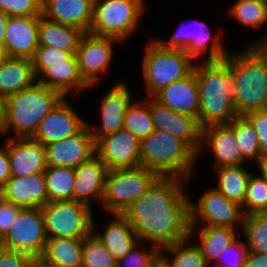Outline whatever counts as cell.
<instances>
[{"label":"cell","instance_id":"57","mask_svg":"<svg viewBox=\"0 0 267 267\" xmlns=\"http://www.w3.org/2000/svg\"><path fill=\"white\" fill-rule=\"evenodd\" d=\"M2 248H3V246H2V243H1V240H0V251H1Z\"/></svg>","mask_w":267,"mask_h":267},{"label":"cell","instance_id":"51","mask_svg":"<svg viewBox=\"0 0 267 267\" xmlns=\"http://www.w3.org/2000/svg\"><path fill=\"white\" fill-rule=\"evenodd\" d=\"M9 16L2 11H0V47L2 48L3 46V41H4V32H5V24L7 21V18Z\"/></svg>","mask_w":267,"mask_h":267},{"label":"cell","instance_id":"24","mask_svg":"<svg viewBox=\"0 0 267 267\" xmlns=\"http://www.w3.org/2000/svg\"><path fill=\"white\" fill-rule=\"evenodd\" d=\"M107 173L108 168L96 154L88 161L81 163L75 168L73 200L89 206L94 198L102 203Z\"/></svg>","mask_w":267,"mask_h":267},{"label":"cell","instance_id":"27","mask_svg":"<svg viewBox=\"0 0 267 267\" xmlns=\"http://www.w3.org/2000/svg\"><path fill=\"white\" fill-rule=\"evenodd\" d=\"M112 216L114 219L109 220L110 222L107 223L108 225L102 233L96 230L98 225L96 226L93 217L92 232L114 256L116 261H119L131 251L139 240L122 214H112Z\"/></svg>","mask_w":267,"mask_h":267},{"label":"cell","instance_id":"33","mask_svg":"<svg viewBox=\"0 0 267 267\" xmlns=\"http://www.w3.org/2000/svg\"><path fill=\"white\" fill-rule=\"evenodd\" d=\"M44 175L49 202L73 200L75 168L68 166H47Z\"/></svg>","mask_w":267,"mask_h":267},{"label":"cell","instance_id":"11","mask_svg":"<svg viewBox=\"0 0 267 267\" xmlns=\"http://www.w3.org/2000/svg\"><path fill=\"white\" fill-rule=\"evenodd\" d=\"M47 239L41 208H21L1 243L4 249L24 252L37 261Z\"/></svg>","mask_w":267,"mask_h":267},{"label":"cell","instance_id":"37","mask_svg":"<svg viewBox=\"0 0 267 267\" xmlns=\"http://www.w3.org/2000/svg\"><path fill=\"white\" fill-rule=\"evenodd\" d=\"M242 232L250 252L267 253V213L245 215Z\"/></svg>","mask_w":267,"mask_h":267},{"label":"cell","instance_id":"41","mask_svg":"<svg viewBox=\"0 0 267 267\" xmlns=\"http://www.w3.org/2000/svg\"><path fill=\"white\" fill-rule=\"evenodd\" d=\"M0 11L8 16H40L42 0H0Z\"/></svg>","mask_w":267,"mask_h":267},{"label":"cell","instance_id":"3","mask_svg":"<svg viewBox=\"0 0 267 267\" xmlns=\"http://www.w3.org/2000/svg\"><path fill=\"white\" fill-rule=\"evenodd\" d=\"M199 88L197 120L200 127L229 124L238 114L234 107L233 77L224 61H205L195 64Z\"/></svg>","mask_w":267,"mask_h":267},{"label":"cell","instance_id":"17","mask_svg":"<svg viewBox=\"0 0 267 267\" xmlns=\"http://www.w3.org/2000/svg\"><path fill=\"white\" fill-rule=\"evenodd\" d=\"M38 33L39 16H9L2 46L5 57L32 60L39 47Z\"/></svg>","mask_w":267,"mask_h":267},{"label":"cell","instance_id":"16","mask_svg":"<svg viewBox=\"0 0 267 267\" xmlns=\"http://www.w3.org/2000/svg\"><path fill=\"white\" fill-rule=\"evenodd\" d=\"M155 130L167 132L184 141L196 154L201 149L202 128L196 117L175 112L150 98Z\"/></svg>","mask_w":267,"mask_h":267},{"label":"cell","instance_id":"42","mask_svg":"<svg viewBox=\"0 0 267 267\" xmlns=\"http://www.w3.org/2000/svg\"><path fill=\"white\" fill-rule=\"evenodd\" d=\"M249 252L245 240L242 242L236 238L225 248L224 252L218 256L215 263H217L219 267H244Z\"/></svg>","mask_w":267,"mask_h":267},{"label":"cell","instance_id":"14","mask_svg":"<svg viewBox=\"0 0 267 267\" xmlns=\"http://www.w3.org/2000/svg\"><path fill=\"white\" fill-rule=\"evenodd\" d=\"M140 146L141 141L122 128L100 137L95 142V151L108 170L137 168L141 166Z\"/></svg>","mask_w":267,"mask_h":267},{"label":"cell","instance_id":"49","mask_svg":"<svg viewBox=\"0 0 267 267\" xmlns=\"http://www.w3.org/2000/svg\"><path fill=\"white\" fill-rule=\"evenodd\" d=\"M244 267H267V253L249 252Z\"/></svg>","mask_w":267,"mask_h":267},{"label":"cell","instance_id":"26","mask_svg":"<svg viewBox=\"0 0 267 267\" xmlns=\"http://www.w3.org/2000/svg\"><path fill=\"white\" fill-rule=\"evenodd\" d=\"M152 98L175 112L197 118L199 109V88L195 71L189 76L174 81L161 89Z\"/></svg>","mask_w":267,"mask_h":267},{"label":"cell","instance_id":"13","mask_svg":"<svg viewBox=\"0 0 267 267\" xmlns=\"http://www.w3.org/2000/svg\"><path fill=\"white\" fill-rule=\"evenodd\" d=\"M117 43L123 42L113 37H100L89 33L81 37L75 55L80 75L89 88L97 85L102 75L100 73H106L110 67L114 54L112 47Z\"/></svg>","mask_w":267,"mask_h":267},{"label":"cell","instance_id":"35","mask_svg":"<svg viewBox=\"0 0 267 267\" xmlns=\"http://www.w3.org/2000/svg\"><path fill=\"white\" fill-rule=\"evenodd\" d=\"M235 2L227 10L229 18L253 29L267 24L266 0H236Z\"/></svg>","mask_w":267,"mask_h":267},{"label":"cell","instance_id":"40","mask_svg":"<svg viewBox=\"0 0 267 267\" xmlns=\"http://www.w3.org/2000/svg\"><path fill=\"white\" fill-rule=\"evenodd\" d=\"M242 208L245 215L267 213V179L261 173L251 174Z\"/></svg>","mask_w":267,"mask_h":267},{"label":"cell","instance_id":"47","mask_svg":"<svg viewBox=\"0 0 267 267\" xmlns=\"http://www.w3.org/2000/svg\"><path fill=\"white\" fill-rule=\"evenodd\" d=\"M20 210L21 207L4 200L0 196V240L8 233Z\"/></svg>","mask_w":267,"mask_h":267},{"label":"cell","instance_id":"34","mask_svg":"<svg viewBox=\"0 0 267 267\" xmlns=\"http://www.w3.org/2000/svg\"><path fill=\"white\" fill-rule=\"evenodd\" d=\"M123 128L140 141L147 138L155 130L150 111V98L131 102L125 113Z\"/></svg>","mask_w":267,"mask_h":267},{"label":"cell","instance_id":"9","mask_svg":"<svg viewBox=\"0 0 267 267\" xmlns=\"http://www.w3.org/2000/svg\"><path fill=\"white\" fill-rule=\"evenodd\" d=\"M91 206L76 200L41 207L47 238H85L92 232Z\"/></svg>","mask_w":267,"mask_h":267},{"label":"cell","instance_id":"29","mask_svg":"<svg viewBox=\"0 0 267 267\" xmlns=\"http://www.w3.org/2000/svg\"><path fill=\"white\" fill-rule=\"evenodd\" d=\"M36 81L32 60L5 57L0 63V93L5 98L29 88Z\"/></svg>","mask_w":267,"mask_h":267},{"label":"cell","instance_id":"55","mask_svg":"<svg viewBox=\"0 0 267 267\" xmlns=\"http://www.w3.org/2000/svg\"><path fill=\"white\" fill-rule=\"evenodd\" d=\"M5 58V54L3 52V49L0 47V63L2 62V60Z\"/></svg>","mask_w":267,"mask_h":267},{"label":"cell","instance_id":"1","mask_svg":"<svg viewBox=\"0 0 267 267\" xmlns=\"http://www.w3.org/2000/svg\"><path fill=\"white\" fill-rule=\"evenodd\" d=\"M188 180L159 177L122 215L139 242L160 250L190 238V197L183 187Z\"/></svg>","mask_w":267,"mask_h":267},{"label":"cell","instance_id":"56","mask_svg":"<svg viewBox=\"0 0 267 267\" xmlns=\"http://www.w3.org/2000/svg\"><path fill=\"white\" fill-rule=\"evenodd\" d=\"M32 267H42V266H40L37 262H35Z\"/></svg>","mask_w":267,"mask_h":267},{"label":"cell","instance_id":"18","mask_svg":"<svg viewBox=\"0 0 267 267\" xmlns=\"http://www.w3.org/2000/svg\"><path fill=\"white\" fill-rule=\"evenodd\" d=\"M47 166L76 168L96 154L95 141L86 125L79 133L45 145Z\"/></svg>","mask_w":267,"mask_h":267},{"label":"cell","instance_id":"50","mask_svg":"<svg viewBox=\"0 0 267 267\" xmlns=\"http://www.w3.org/2000/svg\"><path fill=\"white\" fill-rule=\"evenodd\" d=\"M150 267H174L169 256L166 255L162 250H159L152 258Z\"/></svg>","mask_w":267,"mask_h":267},{"label":"cell","instance_id":"48","mask_svg":"<svg viewBox=\"0 0 267 267\" xmlns=\"http://www.w3.org/2000/svg\"><path fill=\"white\" fill-rule=\"evenodd\" d=\"M11 177L9 167V156H8V138H6V144L0 148V188L7 182Z\"/></svg>","mask_w":267,"mask_h":267},{"label":"cell","instance_id":"43","mask_svg":"<svg viewBox=\"0 0 267 267\" xmlns=\"http://www.w3.org/2000/svg\"><path fill=\"white\" fill-rule=\"evenodd\" d=\"M141 242H138L131 251L117 261V267H150L152 258L160 250L158 247L152 244L149 250H142ZM141 248V249H139Z\"/></svg>","mask_w":267,"mask_h":267},{"label":"cell","instance_id":"2","mask_svg":"<svg viewBox=\"0 0 267 267\" xmlns=\"http://www.w3.org/2000/svg\"><path fill=\"white\" fill-rule=\"evenodd\" d=\"M224 61L233 77L234 107L238 116L267 109V46L229 52Z\"/></svg>","mask_w":267,"mask_h":267},{"label":"cell","instance_id":"19","mask_svg":"<svg viewBox=\"0 0 267 267\" xmlns=\"http://www.w3.org/2000/svg\"><path fill=\"white\" fill-rule=\"evenodd\" d=\"M124 82L122 80L113 85L101 101H99L101 124L97 127L87 122L95 142L100 137L115 133L123 128L126 110L132 102L131 92L126 82Z\"/></svg>","mask_w":267,"mask_h":267},{"label":"cell","instance_id":"10","mask_svg":"<svg viewBox=\"0 0 267 267\" xmlns=\"http://www.w3.org/2000/svg\"><path fill=\"white\" fill-rule=\"evenodd\" d=\"M244 218L241 205L210 187L198 198L197 203L190 200V238L194 239L200 223L203 226L240 228L239 232H242Z\"/></svg>","mask_w":267,"mask_h":267},{"label":"cell","instance_id":"44","mask_svg":"<svg viewBox=\"0 0 267 267\" xmlns=\"http://www.w3.org/2000/svg\"><path fill=\"white\" fill-rule=\"evenodd\" d=\"M73 54L52 46H39L32 59V64H57L64 63Z\"/></svg>","mask_w":267,"mask_h":267},{"label":"cell","instance_id":"15","mask_svg":"<svg viewBox=\"0 0 267 267\" xmlns=\"http://www.w3.org/2000/svg\"><path fill=\"white\" fill-rule=\"evenodd\" d=\"M86 125L87 121L76 113L67 97H63L42 119L32 138L45 146L74 136Z\"/></svg>","mask_w":267,"mask_h":267},{"label":"cell","instance_id":"36","mask_svg":"<svg viewBox=\"0 0 267 267\" xmlns=\"http://www.w3.org/2000/svg\"><path fill=\"white\" fill-rule=\"evenodd\" d=\"M234 131L241 150L242 157L248 160H255L257 165L263 157L259 147L258 135L253 125L245 116H237L228 124Z\"/></svg>","mask_w":267,"mask_h":267},{"label":"cell","instance_id":"20","mask_svg":"<svg viewBox=\"0 0 267 267\" xmlns=\"http://www.w3.org/2000/svg\"><path fill=\"white\" fill-rule=\"evenodd\" d=\"M32 65L37 82L59 92L63 97L72 91L79 94L90 89L80 75L75 54L64 63Z\"/></svg>","mask_w":267,"mask_h":267},{"label":"cell","instance_id":"28","mask_svg":"<svg viewBox=\"0 0 267 267\" xmlns=\"http://www.w3.org/2000/svg\"><path fill=\"white\" fill-rule=\"evenodd\" d=\"M84 238H48L36 261L42 267H81Z\"/></svg>","mask_w":267,"mask_h":267},{"label":"cell","instance_id":"30","mask_svg":"<svg viewBox=\"0 0 267 267\" xmlns=\"http://www.w3.org/2000/svg\"><path fill=\"white\" fill-rule=\"evenodd\" d=\"M84 34L79 28L39 16V46H52L76 54L79 41Z\"/></svg>","mask_w":267,"mask_h":267},{"label":"cell","instance_id":"6","mask_svg":"<svg viewBox=\"0 0 267 267\" xmlns=\"http://www.w3.org/2000/svg\"><path fill=\"white\" fill-rule=\"evenodd\" d=\"M147 44L142 58V74L148 98L174 81L189 76L196 62L183 49L162 47L155 39Z\"/></svg>","mask_w":267,"mask_h":267},{"label":"cell","instance_id":"53","mask_svg":"<svg viewBox=\"0 0 267 267\" xmlns=\"http://www.w3.org/2000/svg\"><path fill=\"white\" fill-rule=\"evenodd\" d=\"M5 105L6 98L0 93V126L3 123L5 117Z\"/></svg>","mask_w":267,"mask_h":267},{"label":"cell","instance_id":"21","mask_svg":"<svg viewBox=\"0 0 267 267\" xmlns=\"http://www.w3.org/2000/svg\"><path fill=\"white\" fill-rule=\"evenodd\" d=\"M205 146L213 154L214 168L247 164L241 155L235 131L228 124L211 125L202 129L201 149L197 158L201 156Z\"/></svg>","mask_w":267,"mask_h":267},{"label":"cell","instance_id":"4","mask_svg":"<svg viewBox=\"0 0 267 267\" xmlns=\"http://www.w3.org/2000/svg\"><path fill=\"white\" fill-rule=\"evenodd\" d=\"M63 96L37 81L27 89L6 98L5 117L0 126V135L10 133L8 138L33 137L42 119L54 108Z\"/></svg>","mask_w":267,"mask_h":267},{"label":"cell","instance_id":"45","mask_svg":"<svg viewBox=\"0 0 267 267\" xmlns=\"http://www.w3.org/2000/svg\"><path fill=\"white\" fill-rule=\"evenodd\" d=\"M245 117L253 125L258 135L259 147L262 156L267 155V109L249 112Z\"/></svg>","mask_w":267,"mask_h":267},{"label":"cell","instance_id":"32","mask_svg":"<svg viewBox=\"0 0 267 267\" xmlns=\"http://www.w3.org/2000/svg\"><path fill=\"white\" fill-rule=\"evenodd\" d=\"M199 243H196L204 256L206 263L216 261L225 248L237 238L238 230L222 226L199 227Z\"/></svg>","mask_w":267,"mask_h":267},{"label":"cell","instance_id":"54","mask_svg":"<svg viewBox=\"0 0 267 267\" xmlns=\"http://www.w3.org/2000/svg\"><path fill=\"white\" fill-rule=\"evenodd\" d=\"M252 46H267V36L262 39L257 40Z\"/></svg>","mask_w":267,"mask_h":267},{"label":"cell","instance_id":"5","mask_svg":"<svg viewBox=\"0 0 267 267\" xmlns=\"http://www.w3.org/2000/svg\"><path fill=\"white\" fill-rule=\"evenodd\" d=\"M141 166L155 172L159 177L192 179L197 154L181 139L154 130L141 140Z\"/></svg>","mask_w":267,"mask_h":267},{"label":"cell","instance_id":"12","mask_svg":"<svg viewBox=\"0 0 267 267\" xmlns=\"http://www.w3.org/2000/svg\"><path fill=\"white\" fill-rule=\"evenodd\" d=\"M194 22H196L194 24ZM179 28L170 39L166 41L155 39L162 47L171 49H183L191 58L203 56L207 51L205 61H221L229 54V50L223 44L220 33L210 34L209 27L203 21H193ZM184 25V24H183ZM195 25V27H194ZM198 25V26H197ZM193 26V27H192ZM188 27V28H187Z\"/></svg>","mask_w":267,"mask_h":267},{"label":"cell","instance_id":"46","mask_svg":"<svg viewBox=\"0 0 267 267\" xmlns=\"http://www.w3.org/2000/svg\"><path fill=\"white\" fill-rule=\"evenodd\" d=\"M36 261L28 254L4 248L0 251V267H32Z\"/></svg>","mask_w":267,"mask_h":267},{"label":"cell","instance_id":"22","mask_svg":"<svg viewBox=\"0 0 267 267\" xmlns=\"http://www.w3.org/2000/svg\"><path fill=\"white\" fill-rule=\"evenodd\" d=\"M0 196L21 208H41L49 202L44 172L11 176L0 188Z\"/></svg>","mask_w":267,"mask_h":267},{"label":"cell","instance_id":"25","mask_svg":"<svg viewBox=\"0 0 267 267\" xmlns=\"http://www.w3.org/2000/svg\"><path fill=\"white\" fill-rule=\"evenodd\" d=\"M94 0H42V16L88 33L93 19Z\"/></svg>","mask_w":267,"mask_h":267},{"label":"cell","instance_id":"8","mask_svg":"<svg viewBox=\"0 0 267 267\" xmlns=\"http://www.w3.org/2000/svg\"><path fill=\"white\" fill-rule=\"evenodd\" d=\"M158 178L155 172L143 166L108 170L102 208L111 215L124 213Z\"/></svg>","mask_w":267,"mask_h":267},{"label":"cell","instance_id":"52","mask_svg":"<svg viewBox=\"0 0 267 267\" xmlns=\"http://www.w3.org/2000/svg\"><path fill=\"white\" fill-rule=\"evenodd\" d=\"M257 165L259 172L267 179V155L263 156Z\"/></svg>","mask_w":267,"mask_h":267},{"label":"cell","instance_id":"31","mask_svg":"<svg viewBox=\"0 0 267 267\" xmlns=\"http://www.w3.org/2000/svg\"><path fill=\"white\" fill-rule=\"evenodd\" d=\"M244 164L238 166L216 167V191L224 195L227 199L243 205L246 189L251 176V172L243 167Z\"/></svg>","mask_w":267,"mask_h":267},{"label":"cell","instance_id":"23","mask_svg":"<svg viewBox=\"0 0 267 267\" xmlns=\"http://www.w3.org/2000/svg\"><path fill=\"white\" fill-rule=\"evenodd\" d=\"M10 173L22 177L47 168L45 146L34 138H8Z\"/></svg>","mask_w":267,"mask_h":267},{"label":"cell","instance_id":"38","mask_svg":"<svg viewBox=\"0 0 267 267\" xmlns=\"http://www.w3.org/2000/svg\"><path fill=\"white\" fill-rule=\"evenodd\" d=\"M189 240L191 241V238L166 246L161 250L173 256L170 260L174 267H209L200 248L195 243L191 244Z\"/></svg>","mask_w":267,"mask_h":267},{"label":"cell","instance_id":"7","mask_svg":"<svg viewBox=\"0 0 267 267\" xmlns=\"http://www.w3.org/2000/svg\"><path fill=\"white\" fill-rule=\"evenodd\" d=\"M144 0H94L89 34L113 37L121 42L139 28L146 11Z\"/></svg>","mask_w":267,"mask_h":267},{"label":"cell","instance_id":"39","mask_svg":"<svg viewBox=\"0 0 267 267\" xmlns=\"http://www.w3.org/2000/svg\"><path fill=\"white\" fill-rule=\"evenodd\" d=\"M81 267H117L114 256L93 232L84 238Z\"/></svg>","mask_w":267,"mask_h":267}]
</instances>
